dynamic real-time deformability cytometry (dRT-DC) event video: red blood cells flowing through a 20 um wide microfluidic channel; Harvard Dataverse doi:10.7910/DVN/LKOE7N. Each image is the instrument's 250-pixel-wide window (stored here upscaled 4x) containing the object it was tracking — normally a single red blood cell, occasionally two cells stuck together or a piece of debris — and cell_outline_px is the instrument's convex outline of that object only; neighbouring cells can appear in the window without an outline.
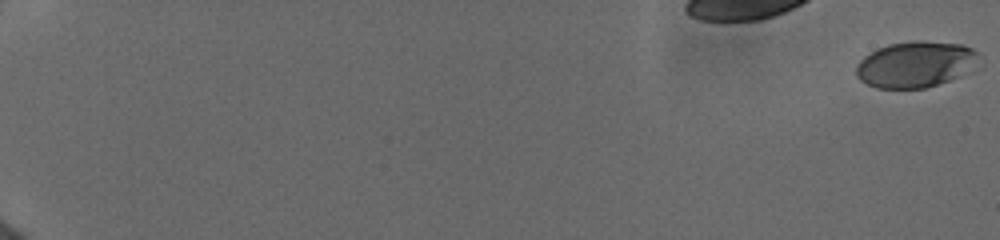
{"species": "human", "species_latin": "Homo sapiens", "temperature_condition": "cold", "stored_images_in_passage": 99, "camera_frame_rate_fps": 3000, "um_per_image_px": 0.085, "donor": {"sex": "female"}, "frame": {"image": 1, "passage_image": 1, "time_ms": 0.0, "image_size_px": [1000, 240], "cell_outline_px": [[976, 52], [964, 72], [960, 76], [924, 88], [876, 88], [860, 80], [856, 76], [856, 68], [860, 60], [864, 56], [876, 48], [888, 44], [916, 40], [960, 44], [972, 48]], "centroid_in_image_um": [77.67, 5.46], "position_along_channel_um": 7.3, "area_um2": 32.02}}
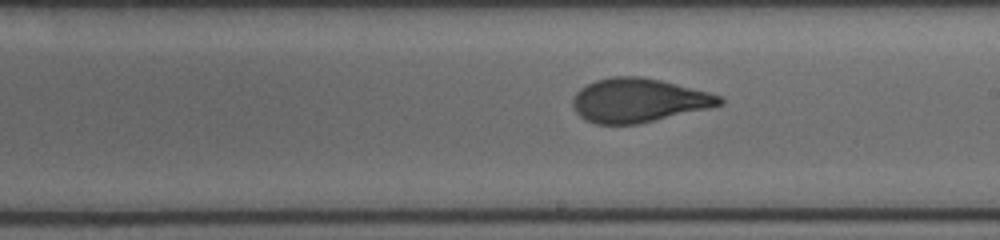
{"frame": {"image": 2, "passage_image": 69, "time_ms": 11.667, "image_size_px": [1000, 240], "cell_outline_px": [[724, 104], [708, 108], [636, 124], [596, 124], [584, 120], [576, 112], [572, 104], [572, 96], [580, 88], [596, 80], [612, 76], [640, 76], [660, 80], [724, 96]], "centroid_in_image_um": [54.25, 8.52], "position_along_channel_um": 234.8, "area_um2": 37.45}}
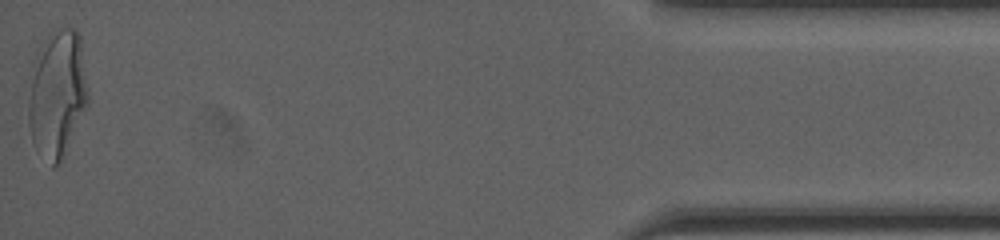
{"frame": {"image": 3, "passage_image": 99, "time_ms": 18.333, "image_size_px": [1000, 240], "cell_outline_px": [[88, 104], [60, 164], [52, 168], [36, 152], [32, 140], [28, 124], [28, 104], [32, 80], [36, 68], [48, 36], [60, 28], [76, 28], [80, 36], [88, 88]], "centroid_in_image_um": [4.91, 8.1], "position_along_channel_um": 430.3, "area_um2": 43.41}, "authors_computed_cell_mechanics": {"area_um2": 37.2232, "velocity_mm_per_s": 3.9746, "shape_relaxation_time_tau1_ms": 4.0036, "shape_relaxation_time_tau2_ms": 0.8696, "deformation_change_tau1": 0.1911, "deformation_change_tau2": 0.073}}